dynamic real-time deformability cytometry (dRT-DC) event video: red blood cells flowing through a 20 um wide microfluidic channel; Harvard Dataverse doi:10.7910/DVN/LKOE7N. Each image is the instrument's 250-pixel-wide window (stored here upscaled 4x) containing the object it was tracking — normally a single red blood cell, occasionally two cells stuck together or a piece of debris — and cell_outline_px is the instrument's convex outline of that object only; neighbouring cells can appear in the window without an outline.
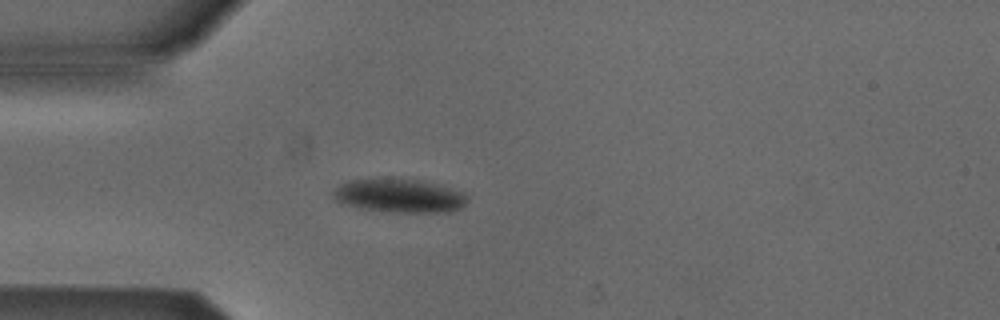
{"species": "Egyptian fruit bat (a non-hibernating species)", "species_latin": "Rousettus aegyptiacus", "temperature_condition": "cold", "stored_images_in_passage": 1, "camera_frame_rate_fps": 3000, "um_per_image_px": 0.085, "animal": {"sex": "male"}, "frame": {"image": 1, "passage_image": 1, "time_ms": 0.0, "image_size_px": [1000, 320], "cell_outline_px": [[468, 196], [464, 204], [460, 208], [452, 212], [388, 212], [356, 208], [340, 204], [332, 196], [332, 192], [340, 184], [348, 180], [392, 176], [420, 180], [436, 184], [460, 192]], "centroid_in_image_um": [33.84, 16.62], "position_along_channel_um": 51.2, "area_um2": 26.99}}